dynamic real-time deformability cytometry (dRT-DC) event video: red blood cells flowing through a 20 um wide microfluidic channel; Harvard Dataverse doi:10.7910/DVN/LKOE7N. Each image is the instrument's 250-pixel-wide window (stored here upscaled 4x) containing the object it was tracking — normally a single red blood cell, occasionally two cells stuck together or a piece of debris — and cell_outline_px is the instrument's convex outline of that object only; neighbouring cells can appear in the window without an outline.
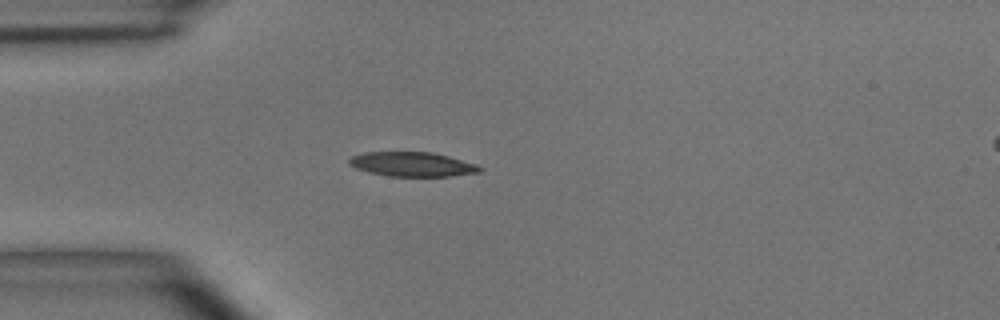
{"species": "common noctule bat (a hibernating species)", "species_latin": "Nyctalus noctula", "temperature_condition": "room temperature", "stored_images_in_passage": 38, "camera_frame_rate_fps": 3000, "um_per_image_px": 0.085, "animal": {"sex": "male", "body_mass_g": 15.6}, "frame": {"image": 1, "passage_image": 1, "time_ms": 0.0, "image_size_px": [1000, 320], "cell_outline_px": [[484, 168], [480, 172], [452, 176], [388, 176], [368, 172], [356, 168], [348, 164], [348, 160], [352, 156], [364, 152], [432, 152], [448, 156], [476, 164]], "centroid_in_image_um": [35.04, 13.96], "position_along_channel_um": 50.0, "area_um2": 18.61}}
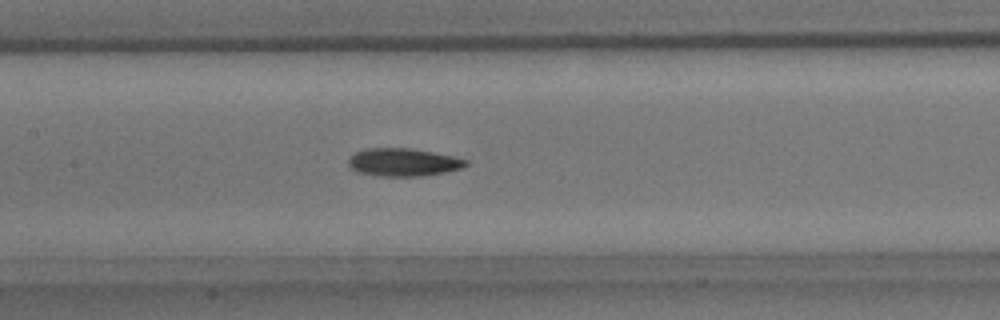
{"frame": {"image": 2, "passage_image": 11, "time_ms": 3.333, "image_size_px": [1000, 320], "cell_outline_px": [[468, 164], [464, 168], [424, 176], [376, 176], [356, 172], [348, 164], [348, 160], [356, 152], [364, 148], [412, 148], [452, 156], [468, 160]], "centroid_in_image_um": [34.28, 13.79], "position_along_channel_um": 173.1, "area_um2": 19.19}}
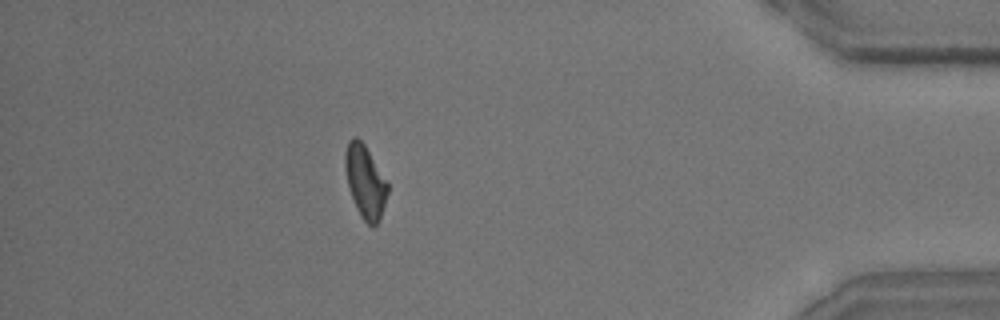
{"frame": {"image": 3, "passage_image": 32, "time_ms": 10.333, "image_size_px": [1000, 320], "cell_outline_px": [[388, 192], [380, 220], [372, 228], [360, 216], [356, 208], [348, 184], [344, 168], [344, 152], [348, 140], [352, 136], [356, 136], [364, 144], [388, 184]], "centroid_in_image_um": [31.02, 15.43], "position_along_channel_um": 404.2, "area_um2": 17.98}, "authors_computed_cell_mechanics": {"area_um2": 18.6116, "velocity_mm_per_s": 3.972, "shape_relaxation_time_tau1_ms": 3.8605, "shape_relaxation_time_tau2_ms": 4.3064, "deformation_change_tau1": 0.1377, "deformation_change_tau2": 0.1202}}